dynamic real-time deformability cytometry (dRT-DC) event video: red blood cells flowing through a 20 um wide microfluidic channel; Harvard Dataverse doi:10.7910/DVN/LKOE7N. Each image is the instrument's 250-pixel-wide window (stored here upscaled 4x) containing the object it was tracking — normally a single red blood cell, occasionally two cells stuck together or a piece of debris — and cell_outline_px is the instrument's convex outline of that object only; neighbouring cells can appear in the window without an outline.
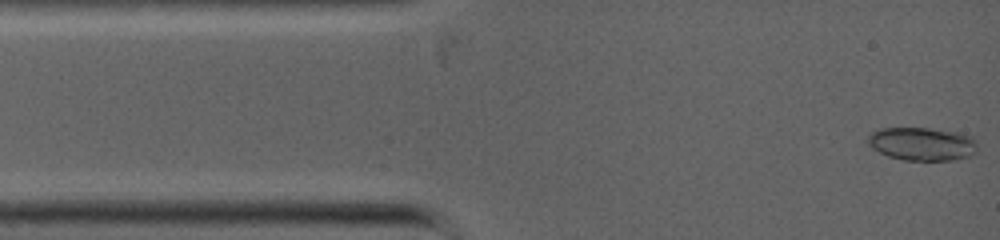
{"species": "common noctule bat (a hibernating species)", "species_latin": "Nyctalus noctula", "temperature_condition": "warm", "stored_images_in_passage": 5, "camera_frame_rate_fps": 5000, "um_per_image_px": 0.085, "animal": {"sex": "female", "body_mass_g": 19.0, "forearm_length_mm": 53.3}, "frame": {"image": 1, "passage_image": 1, "time_ms": 0.0, "image_size_px": [1000, 240], "cell_outline_px": [[976, 152], [968, 156], [952, 160], [904, 160], [888, 156], [872, 148], [868, 144], [868, 136], [872, 132], [880, 128], [928, 128], [956, 132], [972, 136], [976, 144]], "centroid_in_image_um": [78.36, 12.23], "position_along_channel_um": 6.6, "area_um2": 21.1}}
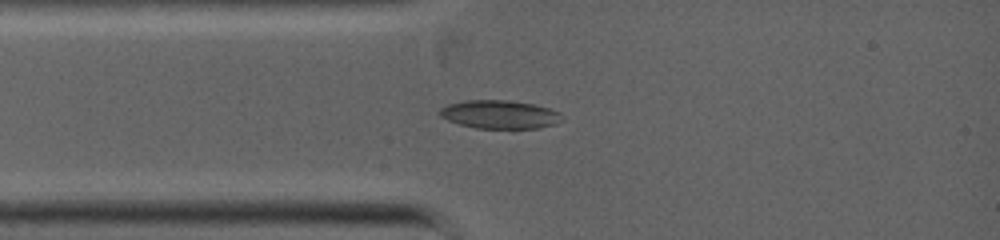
{"frame": {"image": 2, "passage_image": 4, "time_ms": 2.0, "image_size_px": [1000, 240], "cell_outline_px": [[560, 112], [556, 124], [540, 128], [512, 132], [476, 128], [460, 124], [448, 120], [440, 116], [440, 108], [448, 104], [464, 100], [508, 100], [536, 104]], "centroid_in_image_um": [42.48, 9.77], "position_along_channel_um": 42.5, "area_um2": 20.98}}